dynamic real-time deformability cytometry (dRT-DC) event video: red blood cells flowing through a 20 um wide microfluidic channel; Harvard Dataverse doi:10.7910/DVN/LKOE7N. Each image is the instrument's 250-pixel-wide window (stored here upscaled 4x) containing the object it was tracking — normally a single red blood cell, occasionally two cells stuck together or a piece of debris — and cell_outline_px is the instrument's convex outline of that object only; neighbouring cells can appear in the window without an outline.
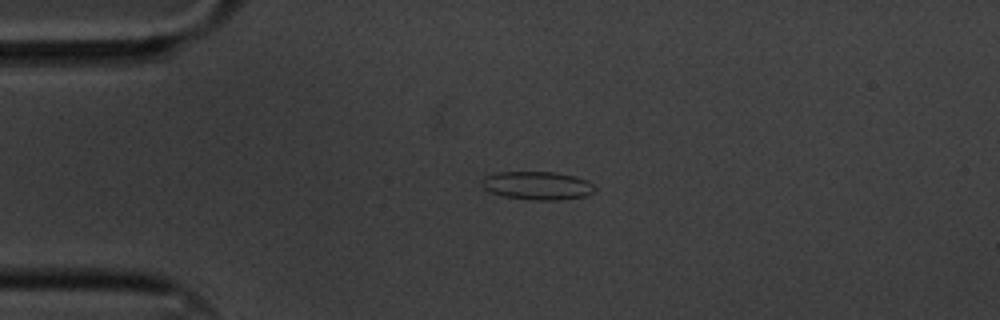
{"species": "common noctule bat (a hibernating species)", "species_latin": "Nyctalus noctula", "temperature_condition": "cold", "stored_images_in_passage": 47, "camera_frame_rate_fps": 3000, "um_per_image_px": 0.085, "animal": {"sex": "male", "body_mass_g": 20.1, "forearm_length_mm": 53.5}, "frame": {"image": 1, "passage_image": 1, "time_ms": 0.0, "image_size_px": [1000, 320], "cell_outline_px": [[596, 188], [588, 196], [560, 200], [536, 200], [504, 196], [492, 192], [484, 188], [480, 184], [484, 176], [496, 172], [556, 172], [576, 176], [588, 180]], "centroid_in_image_um": [45.7, 15.76], "position_along_channel_um": 39.3, "area_um2": 18.73}}
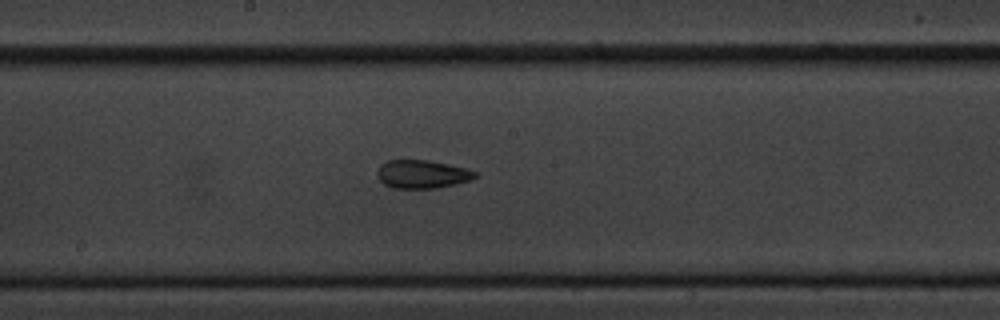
{"frame": {"image": 2, "passage_image": 19, "time_ms": 6.0, "image_size_px": [1000, 320], "cell_outline_px": [[476, 176], [468, 180], [456, 184], [436, 188], [392, 188], [384, 184], [380, 180], [376, 172], [380, 164], [388, 160], [428, 160], [468, 168], [476, 172]], "centroid_in_image_um": [35.86, 14.8], "position_along_channel_um": 212.3, "area_um2": 16.13}}
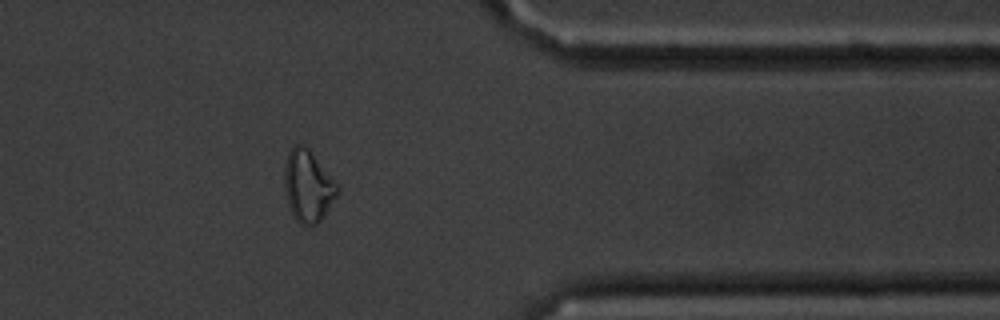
{"frame": {"image": 3, "passage_image": 36, "time_ms": 11.667, "image_size_px": [1000, 320], "cell_outline_px": [[340, 192], [320, 220], [316, 224], [308, 228], [300, 224], [296, 220], [288, 204], [284, 188], [284, 164], [288, 152], [296, 144], [304, 144], [312, 152], [340, 188]], "centroid_in_image_um": [26.17, 15.82], "position_along_channel_um": 385.2, "area_um2": 22.25}, "authors_computed_cell_mechanics": {"area_um2": 16.5308, "velocity_mm_per_s": 3.313, "shape_relaxation_time_tau1_ms": 7.3305, "shape_relaxation_time_tau2_ms": 3.0343, "deformation_change_tau1": 0.132, "deformation_change_tau2": 0.0883}}